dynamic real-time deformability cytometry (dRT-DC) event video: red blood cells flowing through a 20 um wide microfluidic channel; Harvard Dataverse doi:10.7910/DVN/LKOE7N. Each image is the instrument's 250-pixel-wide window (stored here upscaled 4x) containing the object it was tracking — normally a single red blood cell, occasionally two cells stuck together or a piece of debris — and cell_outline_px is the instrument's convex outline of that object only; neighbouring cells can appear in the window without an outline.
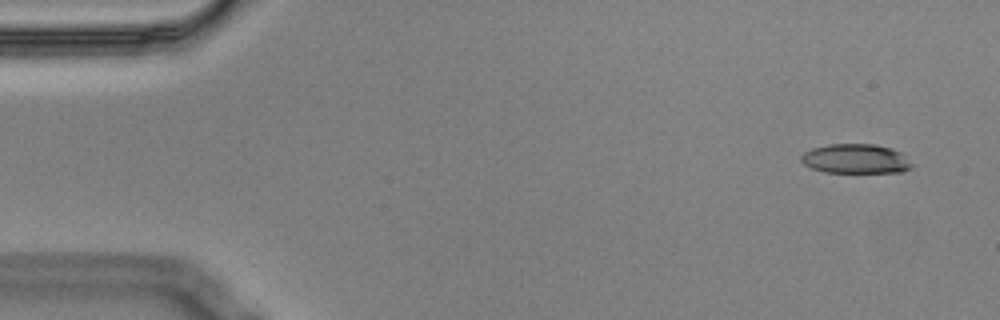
{"species": "Egyptian fruit bat (a non-hibernating species)", "species_latin": "Rousettus aegyptiacus", "temperature_condition": "cold", "stored_images_in_passage": 14, "camera_frame_rate_fps": 3000, "um_per_image_px": 0.085, "animal": {"sex": "male"}, "frame": {"image": 1, "passage_image": 1, "time_ms": 0.0, "image_size_px": [1000, 320], "cell_outline_px": [[912, 168], [900, 172], [824, 172], [812, 168], [804, 164], [800, 160], [800, 156], [804, 152], [812, 148], [828, 144], [876, 144], [892, 148], [900, 152], [912, 164]], "centroid_in_image_um": [72.71, 13.49], "position_along_channel_um": 12.3, "area_um2": 19.02}}
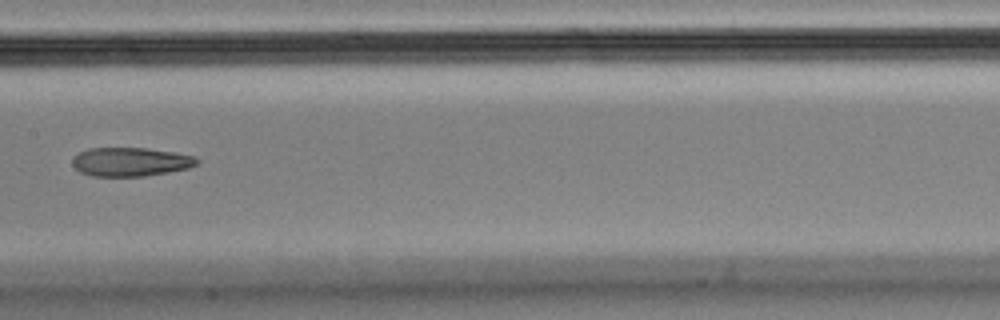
{"frame": {"image": 2, "passage_image": 7, "time_ms": 2.0, "image_size_px": [1000, 320], "cell_outline_px": [[200, 160], [196, 164], [188, 168], [168, 172], [144, 176], [92, 176], [80, 172], [72, 164], [72, 160], [80, 152], [88, 148], [144, 148], [176, 152], [196, 156]], "centroid_in_image_um": [11.12, 13.75], "position_along_channel_um": 196.3, "area_um2": 20.87}}
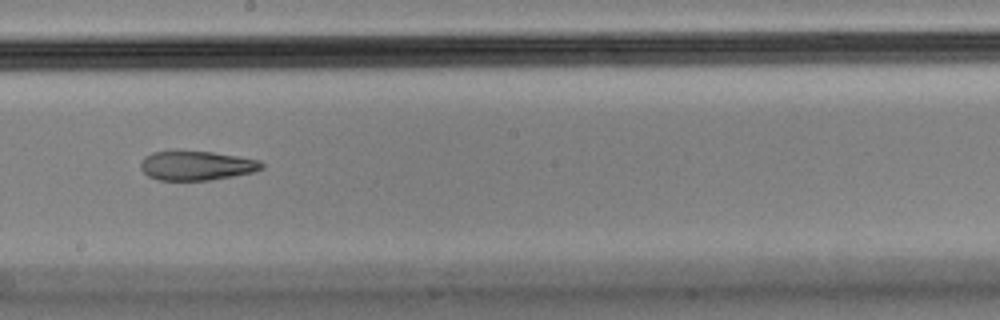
{"frame": {"image": 3, "passage_image": 8, "time_ms": 2.333, "image_size_px": [1000, 320], "cell_outline_px": [[264, 168], [252, 172], [212, 180], [160, 180], [148, 176], [140, 168], [140, 164], [144, 156], [152, 152], [212, 152], [260, 160], [264, 164]], "centroid_in_image_um": [16.71, 14.09], "position_along_channel_um": 231.5, "area_um2": 20.4}}